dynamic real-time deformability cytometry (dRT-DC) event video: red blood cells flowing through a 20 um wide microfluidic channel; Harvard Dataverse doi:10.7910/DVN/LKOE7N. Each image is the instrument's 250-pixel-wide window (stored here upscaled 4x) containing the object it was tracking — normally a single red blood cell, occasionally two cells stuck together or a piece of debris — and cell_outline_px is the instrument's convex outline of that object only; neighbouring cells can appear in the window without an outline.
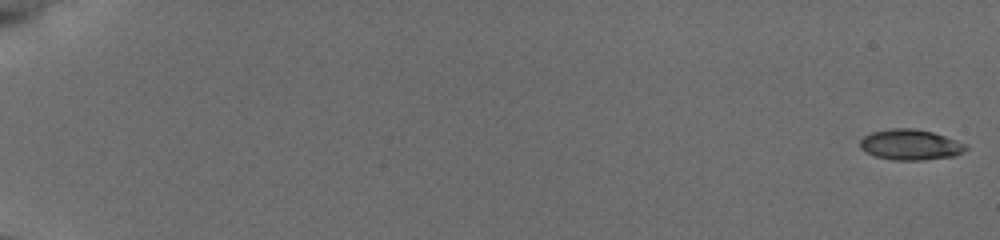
{"species": "common noctule bat (a hibernating species)", "species_latin": "Nyctalus noctula", "temperature_condition": "cold", "stored_images_in_passage": 11, "camera_frame_rate_fps": 3000, "um_per_image_px": 0.085, "animal": {"sex": "female", "body_mass_g": 19.5, "forearm_length_mm": 54.1}, "frame": {"image": 1, "passage_image": 1, "time_ms": 0.0, "image_size_px": [1000, 240], "cell_outline_px": [[968, 148], [952, 156], [920, 160], [892, 160], [876, 156], [864, 152], [860, 148], [860, 140], [864, 136], [872, 132], [892, 128], [912, 128], [932, 132], [944, 136], [964, 144]], "centroid_in_image_um": [77.31, 12.3], "position_along_channel_um": 7.7, "area_um2": 18.55}}